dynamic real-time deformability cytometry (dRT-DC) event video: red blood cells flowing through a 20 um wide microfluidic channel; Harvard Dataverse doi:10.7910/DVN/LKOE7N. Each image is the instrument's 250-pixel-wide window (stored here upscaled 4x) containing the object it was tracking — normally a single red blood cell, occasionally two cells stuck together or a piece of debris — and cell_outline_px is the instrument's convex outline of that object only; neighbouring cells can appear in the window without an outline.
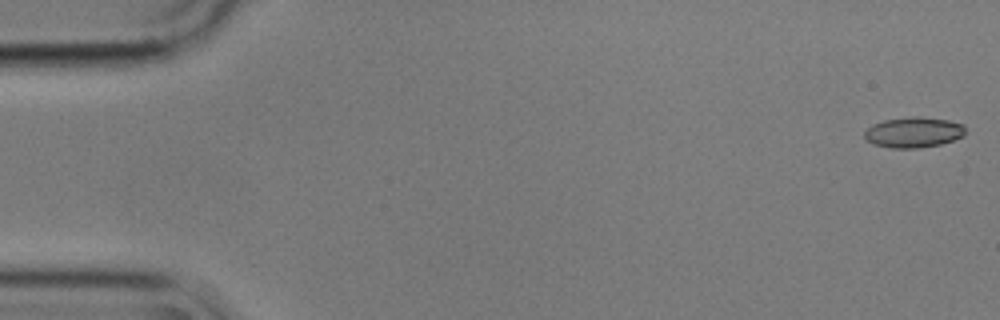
{"species": "common noctule bat (a hibernating species)", "species_latin": "Nyctalus noctula", "temperature_condition": "cold", "stored_images_in_passage": 50, "camera_frame_rate_fps": 3000, "um_per_image_px": 0.085, "animal": {"sex": "male", "body_mass_g": 17.9}, "frame": {"image": 1, "passage_image": 1, "time_ms": 0.0, "image_size_px": [1000, 320], "cell_outline_px": [[964, 136], [940, 144], [920, 148], [892, 148], [872, 144], [864, 136], [864, 132], [872, 124], [884, 120], [912, 116], [920, 116], [948, 120], [964, 124]], "centroid_in_image_um": [77.65, 11.24], "position_along_channel_um": 7.4, "area_um2": 17.98}}
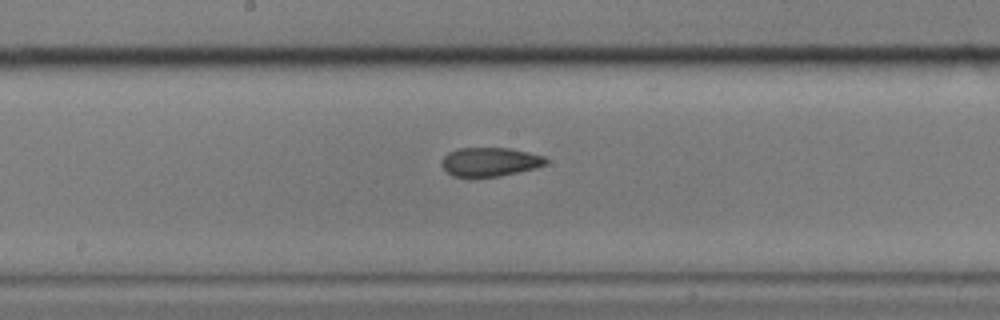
{"frame": {"image": 2, "passage_image": 29, "time_ms": 9.333, "image_size_px": [1000, 320], "cell_outline_px": [[548, 164], [536, 168], [500, 176], [472, 180], [468, 180], [452, 176], [440, 164], [444, 156], [448, 152], [456, 148], [512, 148], [544, 156], [548, 160]], "centroid_in_image_um": [41.61, 13.8], "position_along_channel_um": 206.6, "area_um2": 18.32}}
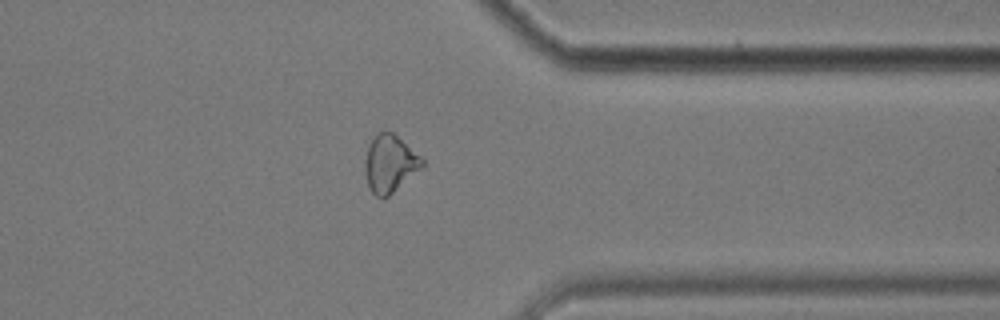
{"frame": {"image": 3, "passage_image": 44, "time_ms": 14.333, "image_size_px": [1000, 320], "cell_outline_px": [[424, 164], [420, 168], [384, 200], [376, 196], [368, 188], [364, 172], [364, 160], [368, 144], [372, 136], [380, 132], [392, 132], [420, 156], [424, 160]], "centroid_in_image_um": [33.07, 13.92], "position_along_channel_um": 378.3, "area_um2": 19.07}}